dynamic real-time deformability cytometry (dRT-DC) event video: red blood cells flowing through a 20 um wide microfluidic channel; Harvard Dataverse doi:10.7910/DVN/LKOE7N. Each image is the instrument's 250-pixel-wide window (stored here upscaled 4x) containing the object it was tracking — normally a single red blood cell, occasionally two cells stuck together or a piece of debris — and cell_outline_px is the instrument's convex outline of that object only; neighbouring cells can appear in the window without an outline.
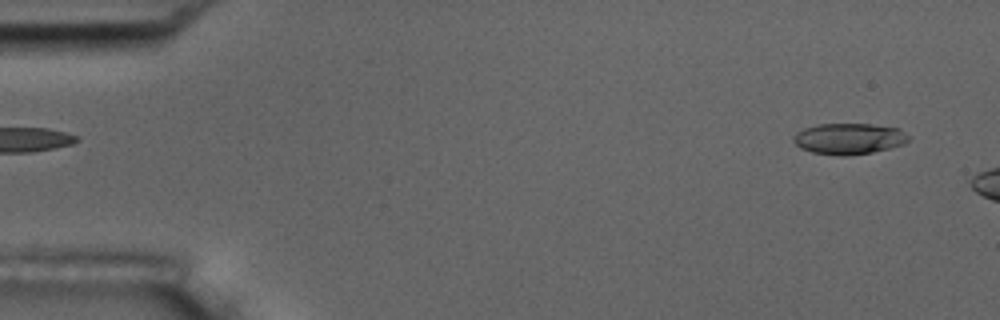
{"species": "common noctule bat (a hibernating species)", "species_latin": "Nyctalus noctula", "temperature_condition": "room temperature", "stored_images_in_passage": 4, "camera_frame_rate_fps": 3000, "um_per_image_px": 0.085, "animal": {"sex": "male", "body_mass_g": 17.5, "forearm_length_mm": 52.3}, "frame": {"image": 1, "passage_image": 1, "time_ms": 0.0, "image_size_px": [1000, 320], "cell_outline_px": [[912, 136], [904, 144], [872, 152], [848, 156], [840, 156], [812, 152], [800, 148], [792, 140], [796, 132], [804, 128], [820, 124], [872, 124], [900, 128]], "centroid_in_image_um": [72.19, 11.79], "position_along_channel_um": 12.8, "area_um2": 20.98}}